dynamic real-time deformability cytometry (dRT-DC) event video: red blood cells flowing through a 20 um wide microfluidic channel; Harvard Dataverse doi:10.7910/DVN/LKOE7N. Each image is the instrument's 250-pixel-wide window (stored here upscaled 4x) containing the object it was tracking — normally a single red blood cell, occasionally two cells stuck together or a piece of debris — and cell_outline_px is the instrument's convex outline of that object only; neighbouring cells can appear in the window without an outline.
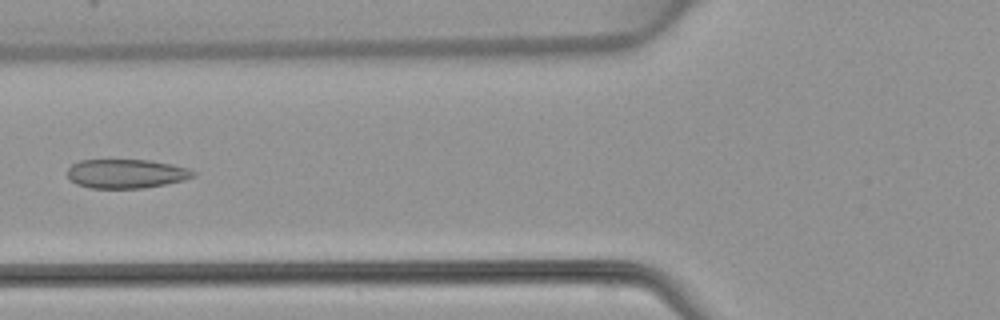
{"species": "common noctule bat (a hibernating species)", "species_latin": "Nyctalus noctula", "temperature_condition": "warm", "stored_images_in_passage": 6, "camera_frame_rate_fps": 3000, "um_per_image_px": 0.085, "animal": {"sex": "female", "body_mass_g": 22.7, "forearm_length_mm": 54.2}, "frame": {"image": 1, "passage_image": 5, "time_ms": 5.667, "image_size_px": [1000, 320], "cell_outline_px": [[196, 176], [184, 180], [144, 188], [88, 188], [76, 184], [68, 176], [68, 168], [72, 164], [80, 160], [152, 160], [172, 164], [188, 168], [196, 172]], "centroid_in_image_um": [10.75, 14.76], "position_along_channel_um": 115.1, "area_um2": 21.39}}
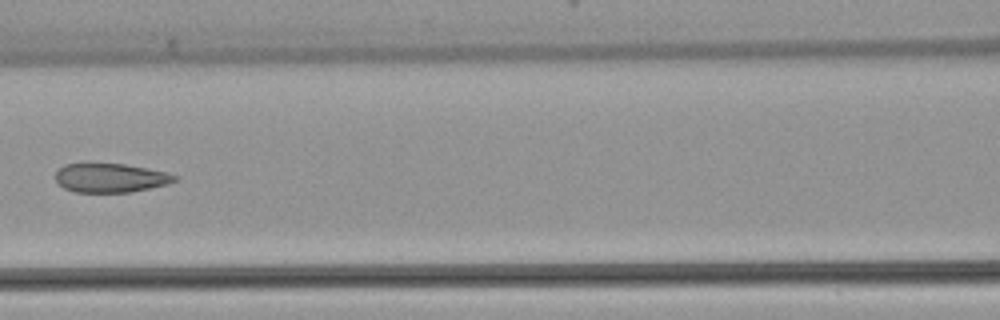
{"frame": {"image": 2, "passage_image": 6, "time_ms": 6.667, "image_size_px": [1000, 320], "cell_outline_px": [[180, 180], [168, 184], [132, 192], [76, 192], [64, 188], [56, 180], [56, 172], [64, 164], [88, 160], [124, 164], [148, 168], [180, 176]], "centroid_in_image_um": [9.39, 15.07], "position_along_channel_um": 157.2, "area_um2": 20.98}}